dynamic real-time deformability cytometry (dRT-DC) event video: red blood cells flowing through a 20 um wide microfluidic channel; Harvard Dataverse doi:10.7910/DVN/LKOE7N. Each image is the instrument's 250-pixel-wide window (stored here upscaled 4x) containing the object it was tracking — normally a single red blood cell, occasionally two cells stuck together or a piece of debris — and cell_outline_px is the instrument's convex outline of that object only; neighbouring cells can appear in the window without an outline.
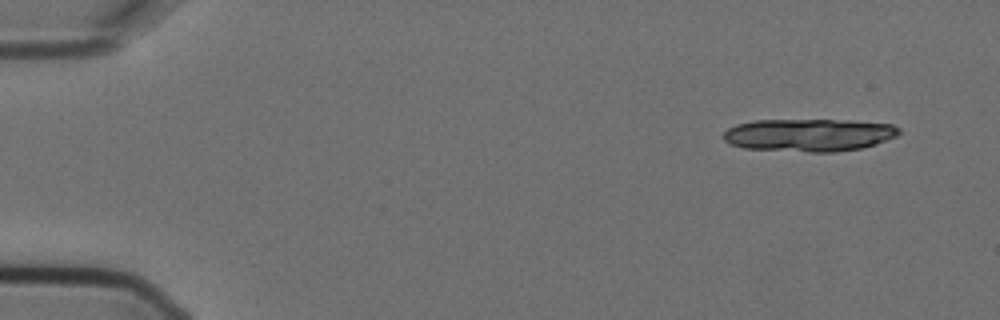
{"species": "Egyptian fruit bat (a non-hibernating species)", "species_latin": "Rousettus aegyptiacus", "temperature_condition": "cold", "stored_images_in_passage": 5, "camera_frame_rate_fps": 3000, "um_per_image_px": 0.085, "animal": {"sex": "female"}, "frame": {"image": 1, "passage_image": 1, "time_ms": 0.0, "image_size_px": [1000, 320], "cell_outline_px": [[900, 132], [896, 136], [876, 144], [860, 148], [836, 152], [808, 152], [744, 148], [728, 144], [724, 140], [724, 132], [728, 128], [736, 124], [756, 120], [848, 120], [892, 124], [900, 128]], "centroid_in_image_um": [68.75, 11.47], "position_along_channel_um": 16.2, "area_um2": 33.58}}
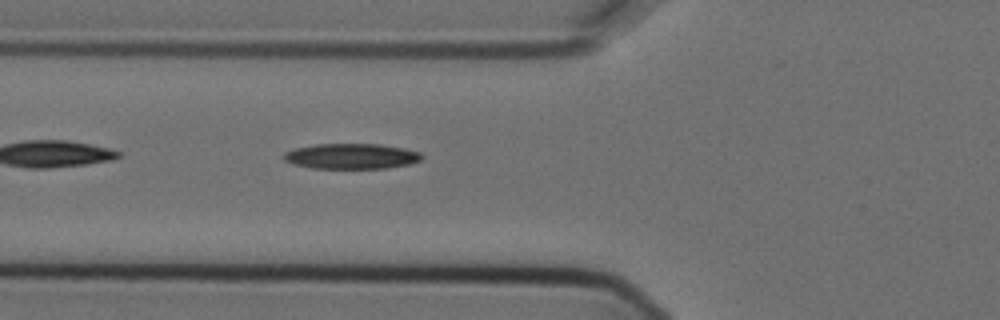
{"frame": {"image": 2, "passage_image": 5, "time_ms": 1.333, "image_size_px": [1000, 320], "cell_outline_px": [[424, 156], [420, 160], [408, 164], [388, 168], [312, 168], [292, 164], [284, 160], [280, 156], [284, 152], [296, 148], [316, 144], [376, 144], [404, 148], [420, 152]], "centroid_in_image_um": [29.83, 13.28], "position_along_channel_um": 96.0, "area_um2": 20.46}}